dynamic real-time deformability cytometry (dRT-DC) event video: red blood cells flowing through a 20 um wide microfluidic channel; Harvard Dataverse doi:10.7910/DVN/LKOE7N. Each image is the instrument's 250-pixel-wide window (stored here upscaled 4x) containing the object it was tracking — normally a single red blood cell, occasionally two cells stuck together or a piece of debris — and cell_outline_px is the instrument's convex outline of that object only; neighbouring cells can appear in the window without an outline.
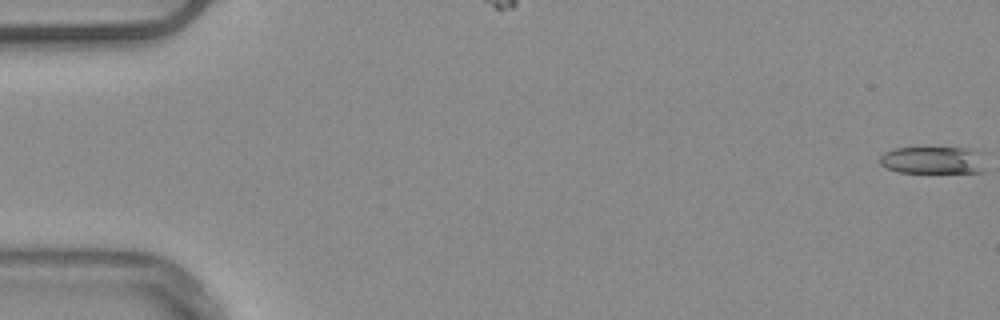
{"species": "common noctule bat (a hibernating species)", "species_latin": "Nyctalus noctula", "temperature_condition": "warm", "stored_images_in_passage": 53, "camera_frame_rate_fps": 3000, "um_per_image_px": 0.085, "animal": {"sex": "male", "body_mass_g": 20.4}, "frame": {"image": 1, "passage_image": 1, "time_ms": 0.0, "image_size_px": [1000, 320], "cell_outline_px": [[984, 172], [896, 172], [880, 164], [880, 156], [884, 152], [896, 148], [968, 148], [976, 152], [984, 168]], "centroid_in_image_um": [79.22, 13.62], "position_along_channel_um": 5.8, "area_um2": 16.42}}
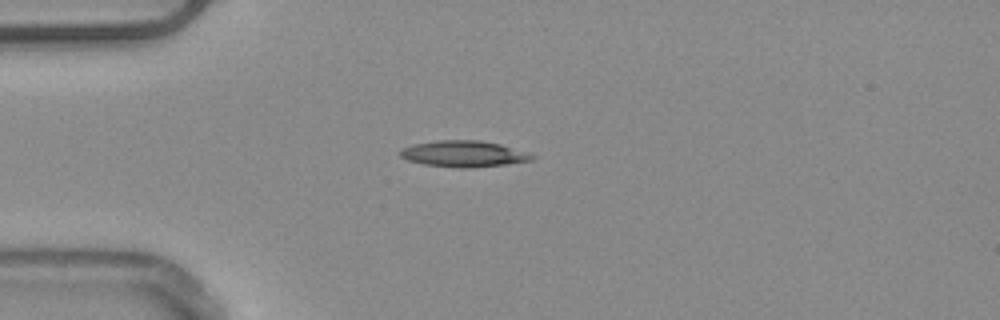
{"frame": {"image": 2, "passage_image": 15, "time_ms": 4.667, "image_size_px": [1000, 320], "cell_outline_px": [[536, 156], [532, 160], [504, 164], [472, 168], [460, 168], [424, 164], [408, 160], [400, 156], [400, 148], [412, 144], [436, 140], [480, 140], [500, 144]], "centroid_in_image_um": [39.35, 13.07], "position_along_channel_um": 45.6, "area_um2": 20.0}}
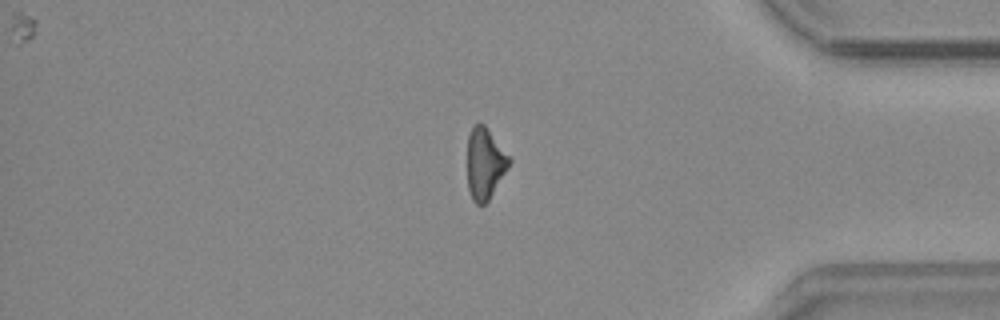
{"frame": {"image": 3, "passage_image": 45, "time_ms": 14.667, "image_size_px": [1000, 320], "cell_outline_px": [[512, 160], [508, 168], [488, 200], [484, 204], [476, 204], [472, 200], [468, 188], [468, 136], [472, 128], [476, 124], [484, 124]], "centroid_in_image_um": [41.21, 13.91], "position_along_channel_um": 394.0, "area_um2": 17.05}, "authors_computed_cell_mechanics": {"area_um2": 18.2648, "velocity_mm_per_s": 3.9082, "shape_relaxation_time_tau1_ms": 6.0133, "shape_relaxation_time_tau2_ms": null, "deformation_change_tau1": 0.1383, "deformation_change_tau2": null}}